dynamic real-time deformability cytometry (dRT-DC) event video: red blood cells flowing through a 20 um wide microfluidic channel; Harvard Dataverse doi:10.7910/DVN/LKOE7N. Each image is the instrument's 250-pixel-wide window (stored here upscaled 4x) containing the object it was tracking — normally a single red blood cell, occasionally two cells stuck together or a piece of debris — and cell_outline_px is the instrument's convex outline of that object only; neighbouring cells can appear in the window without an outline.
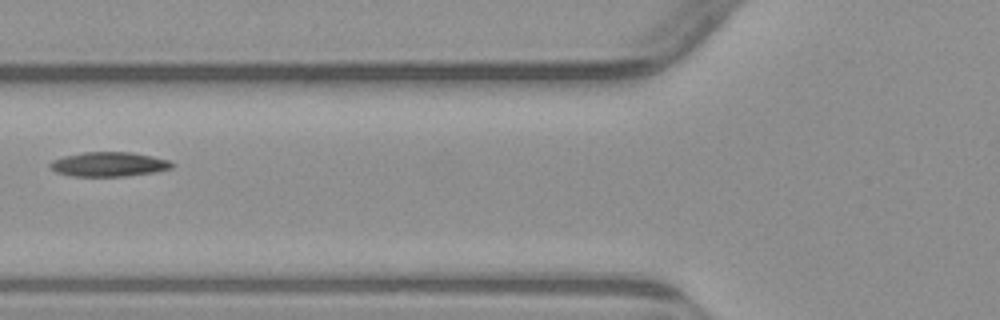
{"species": "common noctule bat (a hibernating species)", "species_latin": "Nyctalus noctula", "temperature_condition": "warm", "stored_images_in_passage": 7, "camera_frame_rate_fps": 3000, "um_per_image_px": 0.085, "animal": {"sex": "male", "body_mass_g": 23.1, "forearm_length_mm": 52.7}, "frame": {"image": 1, "passage_image": 6, "time_ms": 7.0, "image_size_px": [1000, 320], "cell_outline_px": [[176, 164], [172, 168], [156, 172], [124, 176], [72, 176], [56, 172], [48, 164], [52, 160], [64, 156], [84, 152], [132, 152], [152, 156], [168, 160]], "centroid_in_image_um": [9.27, 13.96], "position_along_channel_um": 116.5, "area_um2": 17.4}}
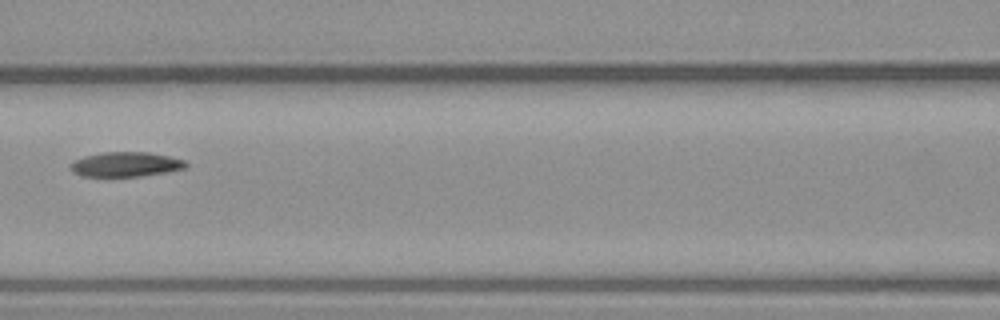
{"frame": {"image": 2, "passage_image": 7, "time_ms": 8.0, "image_size_px": [1000, 320], "cell_outline_px": [[188, 168], [168, 172], [140, 176], [80, 176], [72, 172], [68, 168], [68, 164], [84, 156], [104, 152], [148, 152], [168, 156], [184, 160], [188, 164]], "centroid_in_image_um": [10.67, 13.97], "position_along_channel_um": 155.9, "area_um2": 16.76}}